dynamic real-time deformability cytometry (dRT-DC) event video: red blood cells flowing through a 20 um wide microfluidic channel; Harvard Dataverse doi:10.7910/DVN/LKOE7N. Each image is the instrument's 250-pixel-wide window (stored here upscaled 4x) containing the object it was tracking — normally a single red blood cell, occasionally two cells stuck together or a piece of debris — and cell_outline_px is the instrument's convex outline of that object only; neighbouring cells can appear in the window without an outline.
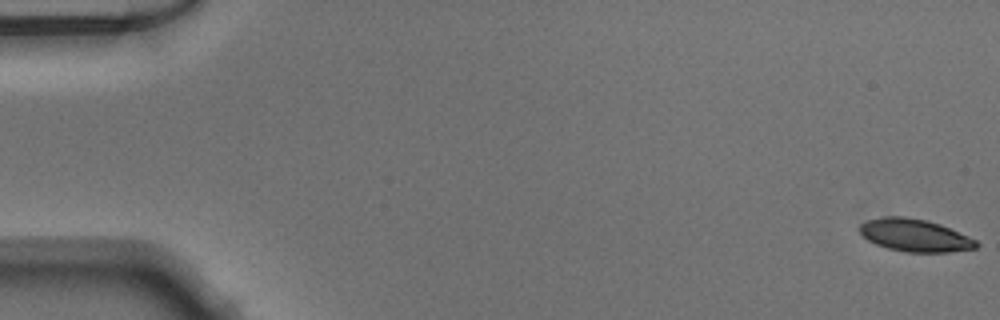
{"species": "Egyptian fruit bat (a non-hibernating species)", "species_latin": "Rousettus aegyptiacus", "temperature_condition": "warm", "stored_images_in_passage": 51, "camera_frame_rate_fps": 3000, "um_per_image_px": 0.085, "animal": {"sex": "male"}, "frame": {"image": 1, "passage_image": 1, "time_ms": 0.0, "image_size_px": [1000, 320], "cell_outline_px": [[980, 244], [976, 248], [948, 252], [908, 252], [888, 248], [876, 244], [868, 240], [860, 232], [860, 224], [868, 220], [880, 216], [904, 216], [924, 220], [940, 224], [968, 236], [976, 240]], "centroid_in_image_um": [77.76, 20.0], "position_along_channel_um": 7.2, "area_um2": 21.96}}
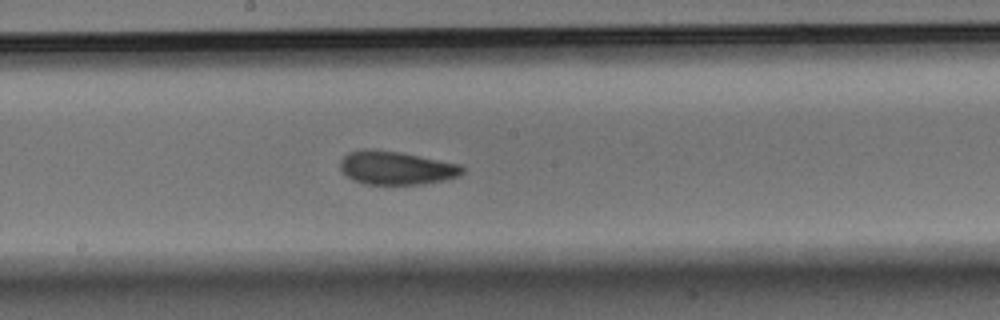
{"frame": {"image": 2, "passage_image": 28, "time_ms": 9.0, "image_size_px": [1000, 320], "cell_outline_px": [[464, 172], [460, 176], [444, 180], [424, 184], [364, 184], [352, 180], [340, 168], [340, 160], [348, 152], [360, 148], [376, 148], [400, 152], [460, 164], [464, 168]], "centroid_in_image_um": [33.66, 14.25], "position_along_channel_um": 214.5, "area_um2": 24.1}}
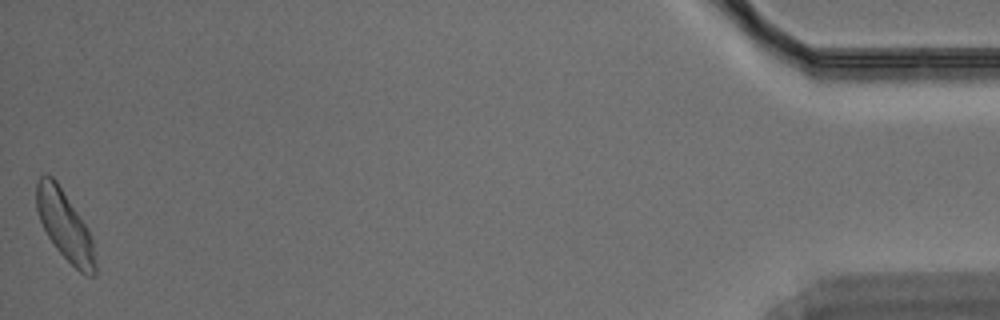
{"frame": {"image": 3, "passage_image": 51, "time_ms": 16.667, "image_size_px": [1000, 320], "cell_outline_px": [[96, 276], [88, 276], [80, 272], [56, 248], [48, 236], [40, 220], [36, 208], [36, 184], [40, 176], [52, 176], [56, 180], [84, 224], [92, 240], [96, 264]], "centroid_in_image_um": [5.5, 19.19], "position_along_channel_um": 429.7, "area_um2": 23.06}}